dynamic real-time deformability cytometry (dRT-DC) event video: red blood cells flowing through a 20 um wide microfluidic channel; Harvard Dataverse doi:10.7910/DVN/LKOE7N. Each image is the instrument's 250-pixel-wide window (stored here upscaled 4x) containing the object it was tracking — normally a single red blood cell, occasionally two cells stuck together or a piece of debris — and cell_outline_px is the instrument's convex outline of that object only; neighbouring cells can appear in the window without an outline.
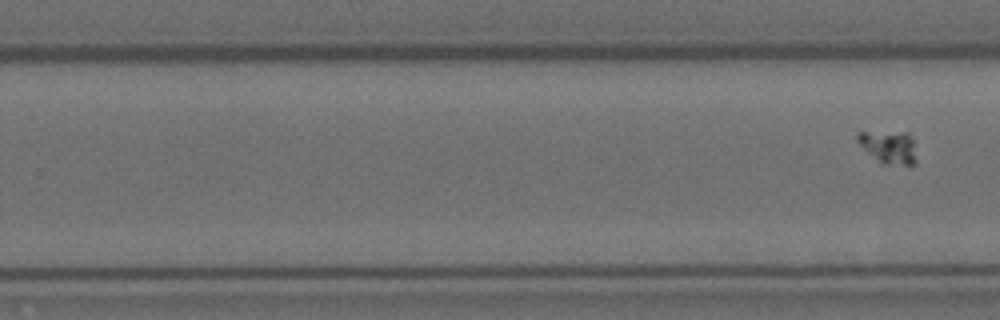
{"species": "Egyptian fruit bat (a non-hibernating species)", "species_latin": "Rousettus aegyptiacus", "temperature_condition": "room temperature", "stored_images_in_passage": 10, "segment_of_instrument_passage": [2, 2], "camera_frame_rate_fps": 3000, "um_per_image_px": 0.085, "animal": {"sex": "female"}, "frame": {"image": 1, "passage_image": 10, "time_ms": 3.0, "image_size_px": [1000, 320], "cell_outline_px": [[916, 164], [884, 164], [868, 152], [856, 140], [856, 132], [908, 132], [912, 140], [916, 160]], "centroid_in_image_um": [75.54, 12.47], "position_along_channel_um": 254.3, "area_um2": 10.98}}